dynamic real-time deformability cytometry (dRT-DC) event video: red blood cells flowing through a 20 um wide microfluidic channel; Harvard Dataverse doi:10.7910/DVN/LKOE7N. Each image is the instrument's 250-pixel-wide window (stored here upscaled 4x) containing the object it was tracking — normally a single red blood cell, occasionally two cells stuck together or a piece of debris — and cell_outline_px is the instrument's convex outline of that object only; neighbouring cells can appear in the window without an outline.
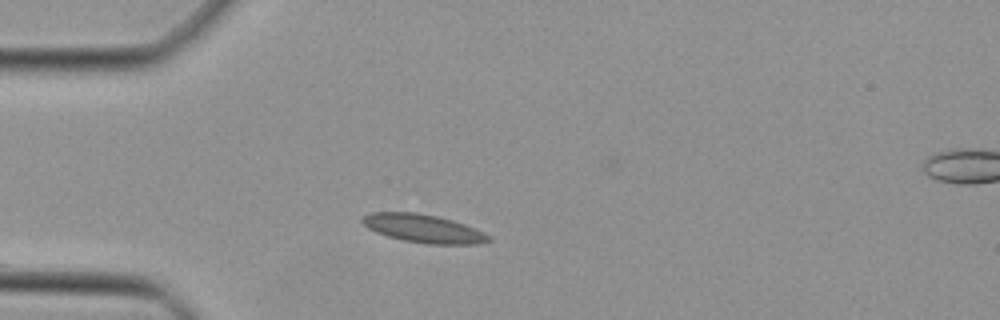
{"species": "Egyptian fruit bat (a non-hibernating species)", "species_latin": "Rousettus aegyptiacus", "temperature_condition": "cold", "stored_images_in_passage": 35, "camera_frame_rate_fps": 3000, "um_per_image_px": 0.085, "animal": {"sex": "female"}, "frame": {"image": 1, "passage_image": 1, "time_ms": 0.0, "image_size_px": [1000, 320], "cell_outline_px": [[492, 240], [480, 244], [428, 244], [404, 240], [388, 236], [376, 232], [368, 228], [360, 220], [364, 216], [372, 212], [416, 212], [436, 216], [452, 220], [464, 224], [484, 232]], "centroid_in_image_um": [35.99, 19.42], "position_along_channel_um": 49.0, "area_um2": 20.63}}
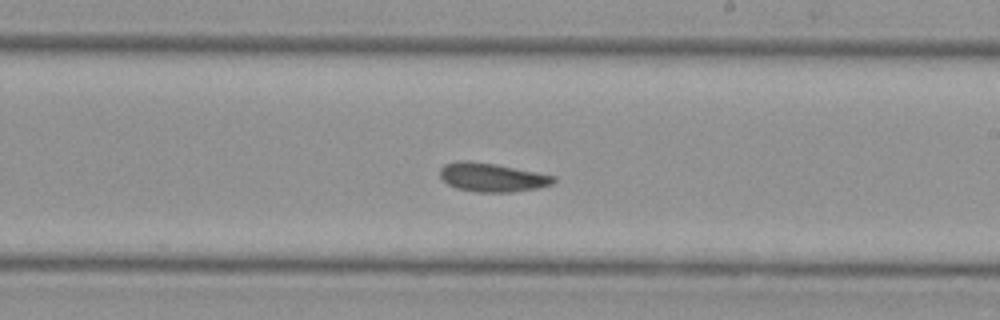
{"frame": {"image": 2, "passage_image": 16, "time_ms": 5.0, "image_size_px": [1000, 320], "cell_outline_px": [[556, 180], [552, 184], [536, 188], [512, 192], [476, 192], [456, 188], [448, 184], [440, 176], [440, 168], [444, 164], [456, 160], [468, 160], [496, 164], [556, 176]], "centroid_in_image_um": [41.8, 15.06], "position_along_channel_um": 247.2, "area_um2": 19.07}}
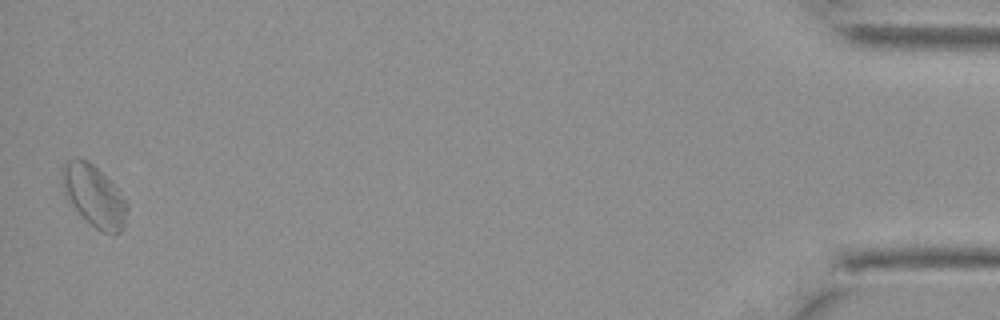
{"frame": {"image": 3, "passage_image": 35, "time_ms": 11.333, "image_size_px": [1000, 320], "cell_outline_px": [[128, 208], [124, 228], [120, 232], [104, 232], [88, 224], [68, 204], [64, 184], [64, 164], [68, 160], [88, 160], [120, 192], [128, 204]], "centroid_in_image_um": [8.02, 16.73], "position_along_channel_um": 427.2, "area_um2": 22.72}}